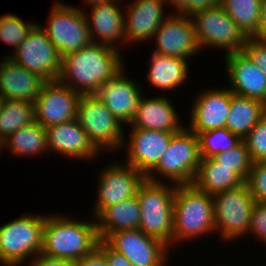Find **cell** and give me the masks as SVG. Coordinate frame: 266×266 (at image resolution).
<instances>
[{
	"label": "cell",
	"mask_w": 266,
	"mask_h": 266,
	"mask_svg": "<svg viewBox=\"0 0 266 266\" xmlns=\"http://www.w3.org/2000/svg\"><path fill=\"white\" fill-rule=\"evenodd\" d=\"M120 53L118 48L91 42L62 58L58 80L81 95L95 94L125 67Z\"/></svg>",
	"instance_id": "1"
},
{
	"label": "cell",
	"mask_w": 266,
	"mask_h": 266,
	"mask_svg": "<svg viewBox=\"0 0 266 266\" xmlns=\"http://www.w3.org/2000/svg\"><path fill=\"white\" fill-rule=\"evenodd\" d=\"M99 242L96 220H74L61 214L46 215L41 253L54 258L78 260Z\"/></svg>",
	"instance_id": "2"
},
{
	"label": "cell",
	"mask_w": 266,
	"mask_h": 266,
	"mask_svg": "<svg viewBox=\"0 0 266 266\" xmlns=\"http://www.w3.org/2000/svg\"><path fill=\"white\" fill-rule=\"evenodd\" d=\"M214 231L213 196L193 183L177 185L173 209V243L192 241Z\"/></svg>",
	"instance_id": "3"
},
{
	"label": "cell",
	"mask_w": 266,
	"mask_h": 266,
	"mask_svg": "<svg viewBox=\"0 0 266 266\" xmlns=\"http://www.w3.org/2000/svg\"><path fill=\"white\" fill-rule=\"evenodd\" d=\"M176 186L145 178L136 193L141 211L139 230L162 241L169 248L174 246L173 209Z\"/></svg>",
	"instance_id": "4"
},
{
	"label": "cell",
	"mask_w": 266,
	"mask_h": 266,
	"mask_svg": "<svg viewBox=\"0 0 266 266\" xmlns=\"http://www.w3.org/2000/svg\"><path fill=\"white\" fill-rule=\"evenodd\" d=\"M201 161L198 135L188 126L175 133L162 155L158 165L146 176L154 182H162V178L172 184H192ZM159 174L160 177H155Z\"/></svg>",
	"instance_id": "5"
},
{
	"label": "cell",
	"mask_w": 266,
	"mask_h": 266,
	"mask_svg": "<svg viewBox=\"0 0 266 266\" xmlns=\"http://www.w3.org/2000/svg\"><path fill=\"white\" fill-rule=\"evenodd\" d=\"M45 220L46 215L29 214L0 226V261L25 266L41 253Z\"/></svg>",
	"instance_id": "6"
},
{
	"label": "cell",
	"mask_w": 266,
	"mask_h": 266,
	"mask_svg": "<svg viewBox=\"0 0 266 266\" xmlns=\"http://www.w3.org/2000/svg\"><path fill=\"white\" fill-rule=\"evenodd\" d=\"M76 119L100 152L113 153L122 148L125 139L123 124L95 94L81 95Z\"/></svg>",
	"instance_id": "7"
},
{
	"label": "cell",
	"mask_w": 266,
	"mask_h": 266,
	"mask_svg": "<svg viewBox=\"0 0 266 266\" xmlns=\"http://www.w3.org/2000/svg\"><path fill=\"white\" fill-rule=\"evenodd\" d=\"M248 184L213 195L215 232L224 242L247 236L255 204Z\"/></svg>",
	"instance_id": "8"
},
{
	"label": "cell",
	"mask_w": 266,
	"mask_h": 266,
	"mask_svg": "<svg viewBox=\"0 0 266 266\" xmlns=\"http://www.w3.org/2000/svg\"><path fill=\"white\" fill-rule=\"evenodd\" d=\"M52 7L46 26H40L62 58L91 43L84 11L88 8L64 5L57 0Z\"/></svg>",
	"instance_id": "9"
},
{
	"label": "cell",
	"mask_w": 266,
	"mask_h": 266,
	"mask_svg": "<svg viewBox=\"0 0 266 266\" xmlns=\"http://www.w3.org/2000/svg\"><path fill=\"white\" fill-rule=\"evenodd\" d=\"M191 18L200 50L212 46L225 50V55H228L242 51L246 44L248 37L220 4L195 12Z\"/></svg>",
	"instance_id": "10"
},
{
	"label": "cell",
	"mask_w": 266,
	"mask_h": 266,
	"mask_svg": "<svg viewBox=\"0 0 266 266\" xmlns=\"http://www.w3.org/2000/svg\"><path fill=\"white\" fill-rule=\"evenodd\" d=\"M12 53L13 55L7 57L16 64L46 81L58 80L62 69V57L38 23Z\"/></svg>",
	"instance_id": "11"
},
{
	"label": "cell",
	"mask_w": 266,
	"mask_h": 266,
	"mask_svg": "<svg viewBox=\"0 0 266 266\" xmlns=\"http://www.w3.org/2000/svg\"><path fill=\"white\" fill-rule=\"evenodd\" d=\"M111 249L125 256L133 266H166L170 248L139 229L120 230L103 240Z\"/></svg>",
	"instance_id": "12"
},
{
	"label": "cell",
	"mask_w": 266,
	"mask_h": 266,
	"mask_svg": "<svg viewBox=\"0 0 266 266\" xmlns=\"http://www.w3.org/2000/svg\"><path fill=\"white\" fill-rule=\"evenodd\" d=\"M97 201L93 209L96 218L106 207L127 200L136 195L139 185L146 178L128 164H109L98 175Z\"/></svg>",
	"instance_id": "13"
},
{
	"label": "cell",
	"mask_w": 266,
	"mask_h": 266,
	"mask_svg": "<svg viewBox=\"0 0 266 266\" xmlns=\"http://www.w3.org/2000/svg\"><path fill=\"white\" fill-rule=\"evenodd\" d=\"M80 97V93L59 80L47 81L34 103L35 121L48 128L74 120Z\"/></svg>",
	"instance_id": "14"
},
{
	"label": "cell",
	"mask_w": 266,
	"mask_h": 266,
	"mask_svg": "<svg viewBox=\"0 0 266 266\" xmlns=\"http://www.w3.org/2000/svg\"><path fill=\"white\" fill-rule=\"evenodd\" d=\"M161 55L189 59L196 56L200 48L191 16L169 14L152 37Z\"/></svg>",
	"instance_id": "15"
},
{
	"label": "cell",
	"mask_w": 266,
	"mask_h": 266,
	"mask_svg": "<svg viewBox=\"0 0 266 266\" xmlns=\"http://www.w3.org/2000/svg\"><path fill=\"white\" fill-rule=\"evenodd\" d=\"M130 132L122 145L127 150L125 162L146 177L158 165L175 133L139 128Z\"/></svg>",
	"instance_id": "16"
},
{
	"label": "cell",
	"mask_w": 266,
	"mask_h": 266,
	"mask_svg": "<svg viewBox=\"0 0 266 266\" xmlns=\"http://www.w3.org/2000/svg\"><path fill=\"white\" fill-rule=\"evenodd\" d=\"M124 70L107 80L95 93L123 126L132 122L145 95L138 82L127 77Z\"/></svg>",
	"instance_id": "17"
},
{
	"label": "cell",
	"mask_w": 266,
	"mask_h": 266,
	"mask_svg": "<svg viewBox=\"0 0 266 266\" xmlns=\"http://www.w3.org/2000/svg\"><path fill=\"white\" fill-rule=\"evenodd\" d=\"M232 92L229 88H214L200 92L193 100L189 129L195 134L225 128L230 112Z\"/></svg>",
	"instance_id": "18"
},
{
	"label": "cell",
	"mask_w": 266,
	"mask_h": 266,
	"mask_svg": "<svg viewBox=\"0 0 266 266\" xmlns=\"http://www.w3.org/2000/svg\"><path fill=\"white\" fill-rule=\"evenodd\" d=\"M229 90L238 96L266 104V76L243 52L224 55Z\"/></svg>",
	"instance_id": "19"
},
{
	"label": "cell",
	"mask_w": 266,
	"mask_h": 266,
	"mask_svg": "<svg viewBox=\"0 0 266 266\" xmlns=\"http://www.w3.org/2000/svg\"><path fill=\"white\" fill-rule=\"evenodd\" d=\"M165 4V0H134L133 4L126 5L124 30L127 45L152 40L156 30L168 17L164 14Z\"/></svg>",
	"instance_id": "20"
},
{
	"label": "cell",
	"mask_w": 266,
	"mask_h": 266,
	"mask_svg": "<svg viewBox=\"0 0 266 266\" xmlns=\"http://www.w3.org/2000/svg\"><path fill=\"white\" fill-rule=\"evenodd\" d=\"M48 148L69 159L93 160L100 151L93 145L75 118L69 122L45 128Z\"/></svg>",
	"instance_id": "21"
},
{
	"label": "cell",
	"mask_w": 266,
	"mask_h": 266,
	"mask_svg": "<svg viewBox=\"0 0 266 266\" xmlns=\"http://www.w3.org/2000/svg\"><path fill=\"white\" fill-rule=\"evenodd\" d=\"M118 2L111 1L91 6L90 15L85 12L91 42L118 47V49L120 46H117V42L126 44L124 10Z\"/></svg>",
	"instance_id": "22"
},
{
	"label": "cell",
	"mask_w": 266,
	"mask_h": 266,
	"mask_svg": "<svg viewBox=\"0 0 266 266\" xmlns=\"http://www.w3.org/2000/svg\"><path fill=\"white\" fill-rule=\"evenodd\" d=\"M47 81L4 56L0 61V95L9 100L35 103Z\"/></svg>",
	"instance_id": "23"
},
{
	"label": "cell",
	"mask_w": 266,
	"mask_h": 266,
	"mask_svg": "<svg viewBox=\"0 0 266 266\" xmlns=\"http://www.w3.org/2000/svg\"><path fill=\"white\" fill-rule=\"evenodd\" d=\"M175 107L166 96L142 97L137 114L129 124L131 128L157 130L177 133L185 126Z\"/></svg>",
	"instance_id": "24"
},
{
	"label": "cell",
	"mask_w": 266,
	"mask_h": 266,
	"mask_svg": "<svg viewBox=\"0 0 266 266\" xmlns=\"http://www.w3.org/2000/svg\"><path fill=\"white\" fill-rule=\"evenodd\" d=\"M141 211L137 195L106 207L96 218L99 240L120 230L139 229Z\"/></svg>",
	"instance_id": "25"
},
{
	"label": "cell",
	"mask_w": 266,
	"mask_h": 266,
	"mask_svg": "<svg viewBox=\"0 0 266 266\" xmlns=\"http://www.w3.org/2000/svg\"><path fill=\"white\" fill-rule=\"evenodd\" d=\"M149 61L151 65L147 72V82L154 88L172 91L186 82L189 60L153 52Z\"/></svg>",
	"instance_id": "26"
},
{
	"label": "cell",
	"mask_w": 266,
	"mask_h": 266,
	"mask_svg": "<svg viewBox=\"0 0 266 266\" xmlns=\"http://www.w3.org/2000/svg\"><path fill=\"white\" fill-rule=\"evenodd\" d=\"M230 167L220 165L213 157L201 159L193 184L209 195H215L244 184Z\"/></svg>",
	"instance_id": "27"
},
{
	"label": "cell",
	"mask_w": 266,
	"mask_h": 266,
	"mask_svg": "<svg viewBox=\"0 0 266 266\" xmlns=\"http://www.w3.org/2000/svg\"><path fill=\"white\" fill-rule=\"evenodd\" d=\"M265 114L266 104L263 102L232 93L225 128L243 140Z\"/></svg>",
	"instance_id": "28"
},
{
	"label": "cell",
	"mask_w": 266,
	"mask_h": 266,
	"mask_svg": "<svg viewBox=\"0 0 266 266\" xmlns=\"http://www.w3.org/2000/svg\"><path fill=\"white\" fill-rule=\"evenodd\" d=\"M3 149H9L14 156H34L49 151L45 128L36 121L21 127L0 143ZM8 147V148H6Z\"/></svg>",
	"instance_id": "29"
},
{
	"label": "cell",
	"mask_w": 266,
	"mask_h": 266,
	"mask_svg": "<svg viewBox=\"0 0 266 266\" xmlns=\"http://www.w3.org/2000/svg\"><path fill=\"white\" fill-rule=\"evenodd\" d=\"M34 121V103L26 100L4 99L0 111V143L21 127Z\"/></svg>",
	"instance_id": "30"
},
{
	"label": "cell",
	"mask_w": 266,
	"mask_h": 266,
	"mask_svg": "<svg viewBox=\"0 0 266 266\" xmlns=\"http://www.w3.org/2000/svg\"><path fill=\"white\" fill-rule=\"evenodd\" d=\"M220 5L247 37L257 34L261 0H221Z\"/></svg>",
	"instance_id": "31"
},
{
	"label": "cell",
	"mask_w": 266,
	"mask_h": 266,
	"mask_svg": "<svg viewBox=\"0 0 266 266\" xmlns=\"http://www.w3.org/2000/svg\"><path fill=\"white\" fill-rule=\"evenodd\" d=\"M201 159L212 158L237 146L242 139L227 128L212 129L198 134Z\"/></svg>",
	"instance_id": "32"
},
{
	"label": "cell",
	"mask_w": 266,
	"mask_h": 266,
	"mask_svg": "<svg viewBox=\"0 0 266 266\" xmlns=\"http://www.w3.org/2000/svg\"><path fill=\"white\" fill-rule=\"evenodd\" d=\"M213 158L220 165L230 167L232 171L236 172L245 182H247L253 162L244 140L232 149L220 152Z\"/></svg>",
	"instance_id": "33"
},
{
	"label": "cell",
	"mask_w": 266,
	"mask_h": 266,
	"mask_svg": "<svg viewBox=\"0 0 266 266\" xmlns=\"http://www.w3.org/2000/svg\"><path fill=\"white\" fill-rule=\"evenodd\" d=\"M36 24L24 22L15 14H4L0 16V40L16 50Z\"/></svg>",
	"instance_id": "34"
},
{
	"label": "cell",
	"mask_w": 266,
	"mask_h": 266,
	"mask_svg": "<svg viewBox=\"0 0 266 266\" xmlns=\"http://www.w3.org/2000/svg\"><path fill=\"white\" fill-rule=\"evenodd\" d=\"M243 140L253 163L266 161V114Z\"/></svg>",
	"instance_id": "35"
},
{
	"label": "cell",
	"mask_w": 266,
	"mask_h": 266,
	"mask_svg": "<svg viewBox=\"0 0 266 266\" xmlns=\"http://www.w3.org/2000/svg\"><path fill=\"white\" fill-rule=\"evenodd\" d=\"M246 183L256 202H266V161L252 164Z\"/></svg>",
	"instance_id": "36"
},
{
	"label": "cell",
	"mask_w": 266,
	"mask_h": 266,
	"mask_svg": "<svg viewBox=\"0 0 266 266\" xmlns=\"http://www.w3.org/2000/svg\"><path fill=\"white\" fill-rule=\"evenodd\" d=\"M250 234L266 245V202H255L247 232Z\"/></svg>",
	"instance_id": "37"
},
{
	"label": "cell",
	"mask_w": 266,
	"mask_h": 266,
	"mask_svg": "<svg viewBox=\"0 0 266 266\" xmlns=\"http://www.w3.org/2000/svg\"><path fill=\"white\" fill-rule=\"evenodd\" d=\"M242 51L266 76V41L248 37Z\"/></svg>",
	"instance_id": "38"
},
{
	"label": "cell",
	"mask_w": 266,
	"mask_h": 266,
	"mask_svg": "<svg viewBox=\"0 0 266 266\" xmlns=\"http://www.w3.org/2000/svg\"><path fill=\"white\" fill-rule=\"evenodd\" d=\"M75 263L76 266H108L105 253L98 246Z\"/></svg>",
	"instance_id": "39"
},
{
	"label": "cell",
	"mask_w": 266,
	"mask_h": 266,
	"mask_svg": "<svg viewBox=\"0 0 266 266\" xmlns=\"http://www.w3.org/2000/svg\"><path fill=\"white\" fill-rule=\"evenodd\" d=\"M106 255L108 266H133L122 254L111 249L103 240L97 245Z\"/></svg>",
	"instance_id": "40"
},
{
	"label": "cell",
	"mask_w": 266,
	"mask_h": 266,
	"mask_svg": "<svg viewBox=\"0 0 266 266\" xmlns=\"http://www.w3.org/2000/svg\"><path fill=\"white\" fill-rule=\"evenodd\" d=\"M76 266L74 260L54 258L39 253L27 266Z\"/></svg>",
	"instance_id": "41"
},
{
	"label": "cell",
	"mask_w": 266,
	"mask_h": 266,
	"mask_svg": "<svg viewBox=\"0 0 266 266\" xmlns=\"http://www.w3.org/2000/svg\"><path fill=\"white\" fill-rule=\"evenodd\" d=\"M221 0H188V16H192L195 12L205 10L220 4Z\"/></svg>",
	"instance_id": "42"
},
{
	"label": "cell",
	"mask_w": 266,
	"mask_h": 266,
	"mask_svg": "<svg viewBox=\"0 0 266 266\" xmlns=\"http://www.w3.org/2000/svg\"><path fill=\"white\" fill-rule=\"evenodd\" d=\"M254 37L266 41V0H261L260 26Z\"/></svg>",
	"instance_id": "43"
},
{
	"label": "cell",
	"mask_w": 266,
	"mask_h": 266,
	"mask_svg": "<svg viewBox=\"0 0 266 266\" xmlns=\"http://www.w3.org/2000/svg\"><path fill=\"white\" fill-rule=\"evenodd\" d=\"M166 3L172 5L176 9L175 14L188 16V0H165Z\"/></svg>",
	"instance_id": "44"
},
{
	"label": "cell",
	"mask_w": 266,
	"mask_h": 266,
	"mask_svg": "<svg viewBox=\"0 0 266 266\" xmlns=\"http://www.w3.org/2000/svg\"><path fill=\"white\" fill-rule=\"evenodd\" d=\"M111 1H120V0H83L85 6H87V7L88 6L91 7V6L102 4V3H108Z\"/></svg>",
	"instance_id": "45"
},
{
	"label": "cell",
	"mask_w": 266,
	"mask_h": 266,
	"mask_svg": "<svg viewBox=\"0 0 266 266\" xmlns=\"http://www.w3.org/2000/svg\"><path fill=\"white\" fill-rule=\"evenodd\" d=\"M4 102V98L0 95V111Z\"/></svg>",
	"instance_id": "46"
},
{
	"label": "cell",
	"mask_w": 266,
	"mask_h": 266,
	"mask_svg": "<svg viewBox=\"0 0 266 266\" xmlns=\"http://www.w3.org/2000/svg\"><path fill=\"white\" fill-rule=\"evenodd\" d=\"M0 265L1 266H12L11 264L3 262V261H0Z\"/></svg>",
	"instance_id": "47"
}]
</instances>
